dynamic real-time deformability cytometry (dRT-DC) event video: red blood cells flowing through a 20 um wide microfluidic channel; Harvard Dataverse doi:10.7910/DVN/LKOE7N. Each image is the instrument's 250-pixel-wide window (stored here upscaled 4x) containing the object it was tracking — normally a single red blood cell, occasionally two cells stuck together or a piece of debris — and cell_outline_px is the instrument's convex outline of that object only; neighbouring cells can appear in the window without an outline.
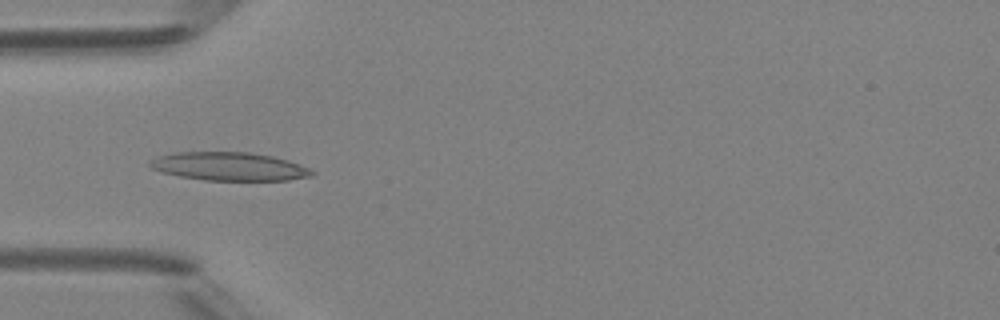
{"species": "Egyptian fruit bat (a non-hibernating species)", "species_latin": "Rousettus aegyptiacus", "temperature_condition": "room temperature", "stored_images_in_passage": 5, "camera_frame_rate_fps": 3000, "um_per_image_px": 0.085, "animal": {"sex": "female"}, "frame": {"image": 1, "passage_image": 4, "time_ms": 3.333, "image_size_px": [1000, 320], "cell_outline_px": [[316, 172], [312, 176], [288, 180], [204, 180], [180, 176], [160, 172], [152, 168], [148, 164], [156, 156], [176, 152], [248, 152], [272, 156], [288, 160], [300, 164]], "centroid_in_image_um": [19.48, 14.14], "position_along_channel_um": 65.5, "area_um2": 26.76}}
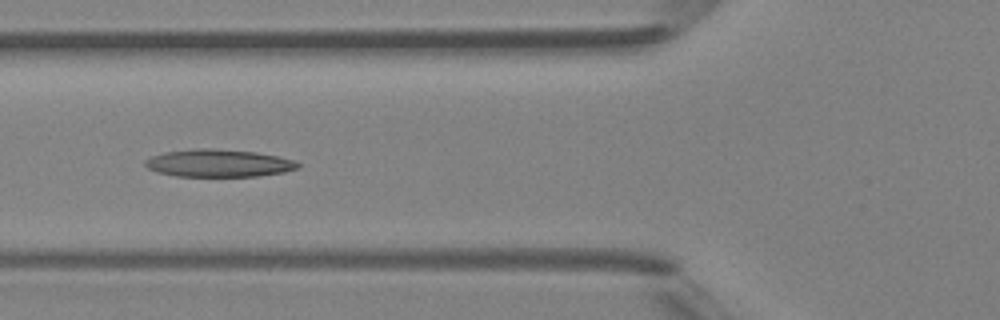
{"frame": {"image": 2, "passage_image": 5, "time_ms": 4.333, "image_size_px": [1000, 320], "cell_outline_px": [[300, 168], [284, 172], [260, 176], [176, 176], [156, 172], [148, 168], [144, 164], [144, 160], [152, 156], [164, 152], [196, 148], [212, 148], [256, 152], [276, 156], [292, 160], [300, 164]], "centroid_in_image_um": [18.56, 13.87], "position_along_channel_um": 107.2, "area_um2": 24.57}}